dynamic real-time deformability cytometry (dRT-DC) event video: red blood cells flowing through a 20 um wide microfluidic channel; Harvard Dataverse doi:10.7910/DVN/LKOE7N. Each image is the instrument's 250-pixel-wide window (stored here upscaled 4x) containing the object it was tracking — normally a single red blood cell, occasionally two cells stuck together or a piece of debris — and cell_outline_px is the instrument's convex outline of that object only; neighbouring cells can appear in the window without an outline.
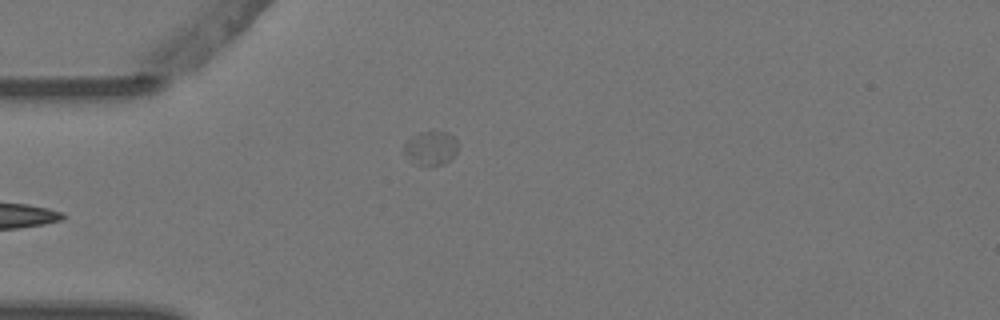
{"species": "Egyptian fruit bat (a non-hibernating species)", "species_latin": "Rousettus aegyptiacus", "temperature_condition": "warm", "stored_images_in_passage": 4, "segment_of_instrument_passage": [2, 2], "camera_frame_rate_fps": 3000, "um_per_image_px": 0.085, "animal": {"sex": "female"}, "frame": {"image": 1, "passage_image": 4, "time_ms": 1.0, "image_size_px": [1000, 320], "cell_outline_px": [[456, 152], [444, 164], [416, 164], [404, 152], [404, 144], [412, 136], [420, 132], [448, 132], [456, 140]], "centroid_in_image_um": [36.61, 12.56], "position_along_channel_um": 48.4, "area_um2": 10.17}}